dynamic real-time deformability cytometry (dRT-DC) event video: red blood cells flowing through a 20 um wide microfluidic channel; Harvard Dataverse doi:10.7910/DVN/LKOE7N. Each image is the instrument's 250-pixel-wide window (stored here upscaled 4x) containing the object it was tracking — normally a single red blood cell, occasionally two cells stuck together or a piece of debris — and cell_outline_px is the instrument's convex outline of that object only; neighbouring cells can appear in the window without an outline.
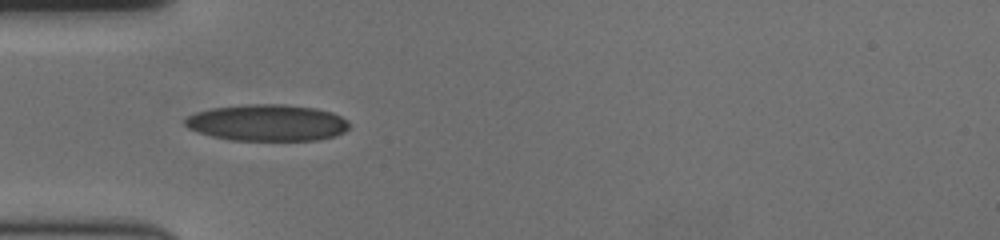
{"species": "human", "species_latin": "Homo sapiens", "temperature_condition": "cold", "stored_images_in_passage": 41, "camera_frame_rate_fps": 3000, "um_per_image_px": 0.085, "donor": {"sex": "female"}, "frame": {"image": 1, "passage_image": 1, "time_ms": 0.0, "image_size_px": [1000, 240], "cell_outline_px": [[348, 128], [344, 132], [336, 136], [320, 140], [228, 140], [212, 136], [188, 128], [184, 124], [184, 120], [188, 116], [196, 112], [212, 108], [248, 104], [284, 104], [316, 108], [332, 112], [348, 120]], "centroid_in_image_um": [22.74, 10.43], "position_along_channel_um": 62.3, "area_um2": 35.03}}
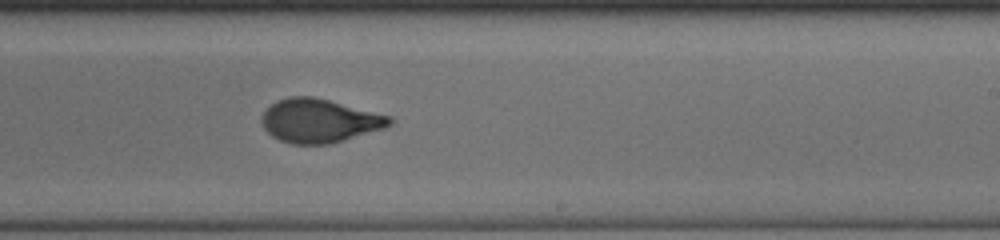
{"frame": {"image": 2, "passage_image": 18, "time_ms": 5.667, "image_size_px": [1000, 240], "cell_outline_px": [[396, 120], [392, 124], [384, 128], [332, 144], [292, 144], [280, 140], [272, 136], [264, 128], [260, 120], [264, 112], [276, 100], [288, 96], [312, 96], [392, 116]], "centroid_in_image_um": [27.16, 10.26], "position_along_channel_um": 261.8, "area_um2": 32.66}}
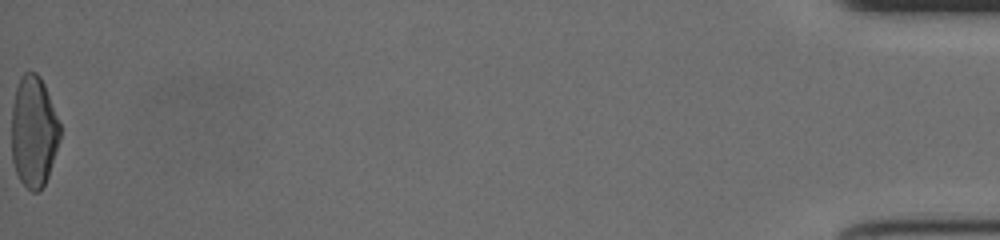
{"frame": {"image": 3, "passage_image": 41, "time_ms": 13.333, "image_size_px": [1000, 240], "cell_outline_px": [[60, 140], [48, 176], [44, 184], [36, 192], [32, 192], [20, 180], [16, 172], [12, 160], [12, 104], [16, 84], [20, 76], [24, 72], [36, 72], [40, 76], [44, 84], [60, 124]], "centroid_in_image_um": [2.85, 11.16], "position_along_channel_um": 432.3, "area_um2": 31.44}, "authors_computed_cell_mechanics": {"area_um2": 32.4836, "velocity_mm_per_s": 3.5682, "shape_relaxation_time_tau1_ms": 4.8067, "shape_relaxation_time_tau2_ms": 0.8127, "deformation_change_tau1": 0.1847, "deformation_change_tau2": 0.0574}}